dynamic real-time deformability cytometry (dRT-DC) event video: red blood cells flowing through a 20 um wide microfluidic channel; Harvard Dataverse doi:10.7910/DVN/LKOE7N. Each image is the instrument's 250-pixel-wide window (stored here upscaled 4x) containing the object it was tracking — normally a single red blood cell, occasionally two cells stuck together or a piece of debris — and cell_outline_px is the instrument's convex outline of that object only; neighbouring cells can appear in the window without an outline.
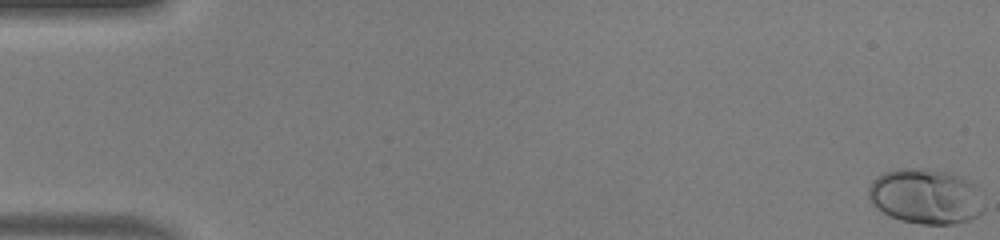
{"species": "human", "species_latin": "Homo sapiens", "temperature_condition": "warm", "stored_images_in_passage": 50, "camera_frame_rate_fps": 3000, "um_per_image_px": 0.085, "donor": {"sex": "male"}, "frame": {"image": 1, "passage_image": 1, "time_ms": 0.0, "image_size_px": [1000, 240], "cell_outline_px": [[984, 212], [968, 220], [952, 224], [920, 224], [900, 220], [876, 208], [872, 204], [868, 196], [868, 188], [872, 180], [876, 176], [884, 172], [896, 168], [920, 168], [948, 172], [972, 184], [984, 208]], "centroid_in_image_um": [78.6, 16.69], "position_along_channel_um": 6.4, "area_um2": 36.7}}
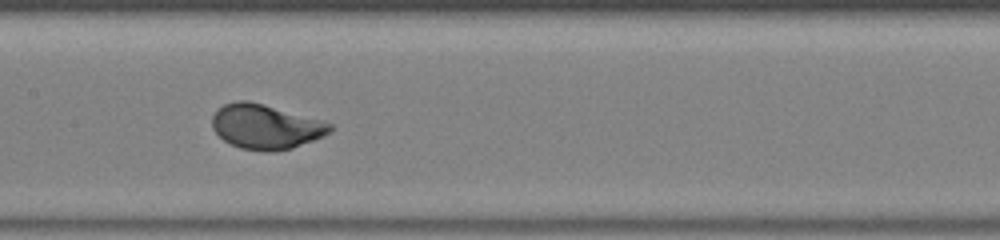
{"frame": {"image": 2, "passage_image": 26, "time_ms": 8.333, "image_size_px": [1000, 240], "cell_outline_px": [[332, 132], [324, 136], [292, 148], [272, 152], [268, 152], [240, 148], [224, 140], [212, 128], [212, 116], [216, 108], [224, 104], [236, 100], [248, 100], [264, 104], [320, 120], [332, 124]], "centroid_in_image_um": [22.56, 10.76], "position_along_channel_um": 184.8, "area_um2": 30.69}}
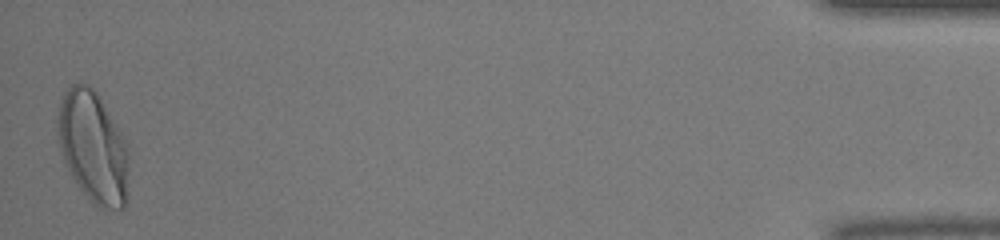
{"frame": {"image": 3, "passage_image": 50, "time_ms": 16.333, "image_size_px": [1000, 240], "cell_outline_px": [[128, 160], [124, 208], [104, 212], [80, 188], [72, 176], [64, 160], [60, 148], [56, 132], [56, 120], [60, 100], [64, 92], [72, 84], [80, 80], [88, 84], [96, 92], [120, 128], [128, 144]], "centroid_in_image_um": [7.9, 12.44], "position_along_channel_um": 427.3, "area_um2": 46.53}, "authors_computed_cell_mechanics": {"area_um2": 30.6051, "velocity_mm_per_s": 4.1682, "shape_relaxation_time_tau1_ms": 2.6312, "shape_relaxation_time_tau2_ms": null, "deformation_change_tau1": 0.1768, "deformation_change_tau2": null}}